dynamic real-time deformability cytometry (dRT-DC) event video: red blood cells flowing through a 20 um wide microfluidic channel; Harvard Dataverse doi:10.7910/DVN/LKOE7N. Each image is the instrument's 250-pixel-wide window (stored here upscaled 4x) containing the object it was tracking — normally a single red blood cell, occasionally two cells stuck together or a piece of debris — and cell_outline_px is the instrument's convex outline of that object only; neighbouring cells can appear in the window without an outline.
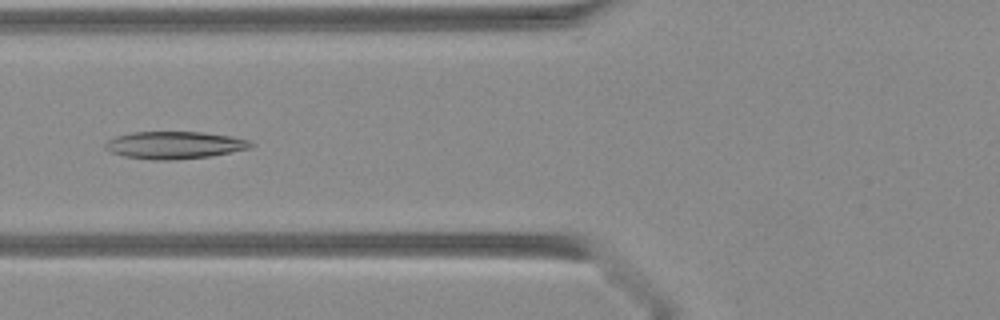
{"species": "Egyptian fruit bat (a non-hibernating species)", "species_latin": "Rousettus aegyptiacus", "temperature_condition": "warm", "stored_images_in_passage": 30, "camera_frame_rate_fps": 3000, "um_per_image_px": 0.085, "animal": {"sex": "female"}, "frame": {"image": 1, "passage_image": 5, "time_ms": 1.333, "image_size_px": [1000, 320], "cell_outline_px": [[256, 144], [252, 148], [208, 156], [168, 160], [152, 160], [124, 156], [112, 152], [104, 148], [104, 144], [108, 140], [116, 136], [132, 132], [200, 132], [232, 136], [248, 140]], "centroid_in_image_um": [14.84, 12.33], "position_along_channel_um": 111.0, "area_um2": 23.12}}
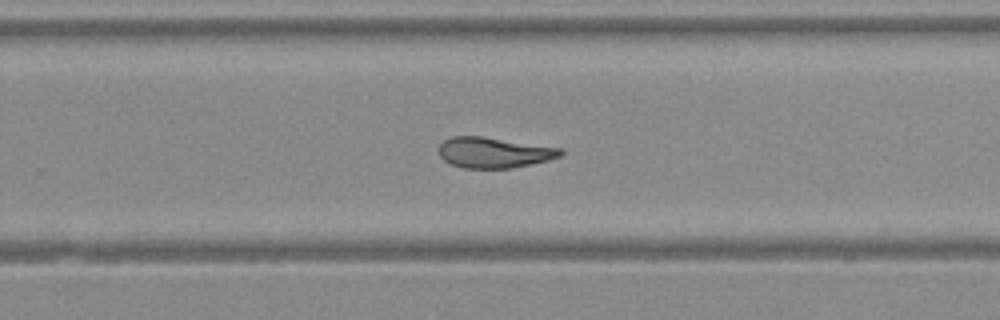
{"frame": {"image": 2, "passage_image": 16, "time_ms": 5.0, "image_size_px": [1000, 320], "cell_outline_px": [[564, 152], [560, 156], [548, 160], [512, 168], [464, 168], [452, 164], [444, 160], [440, 156], [440, 144], [444, 140], [452, 136], [484, 136], [564, 148]], "centroid_in_image_um": [42.02, 12.95], "position_along_channel_um": 287.8, "area_um2": 21.79}}
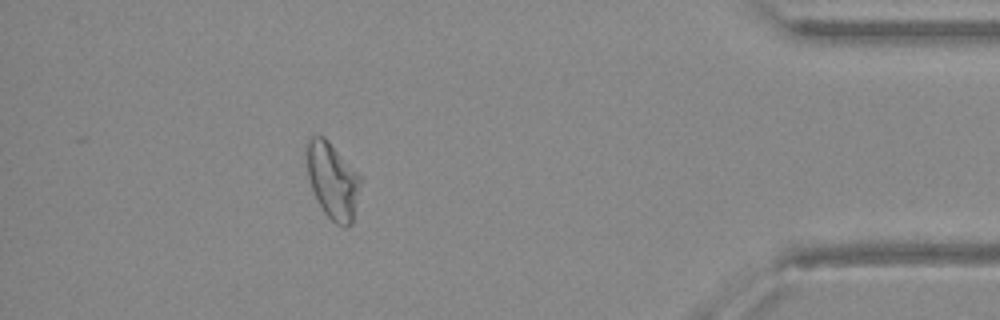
{"frame": {"image": 3, "passage_image": 26, "time_ms": 8.333, "image_size_px": [1000, 320], "cell_outline_px": [[364, 180], [352, 224], [344, 228], [336, 224], [324, 212], [312, 188], [308, 176], [304, 152], [304, 148], [308, 140], [312, 136], [324, 136], [364, 176]], "centroid_in_image_um": [28.32, 15.32], "position_along_channel_um": 406.9, "area_um2": 24.85}}